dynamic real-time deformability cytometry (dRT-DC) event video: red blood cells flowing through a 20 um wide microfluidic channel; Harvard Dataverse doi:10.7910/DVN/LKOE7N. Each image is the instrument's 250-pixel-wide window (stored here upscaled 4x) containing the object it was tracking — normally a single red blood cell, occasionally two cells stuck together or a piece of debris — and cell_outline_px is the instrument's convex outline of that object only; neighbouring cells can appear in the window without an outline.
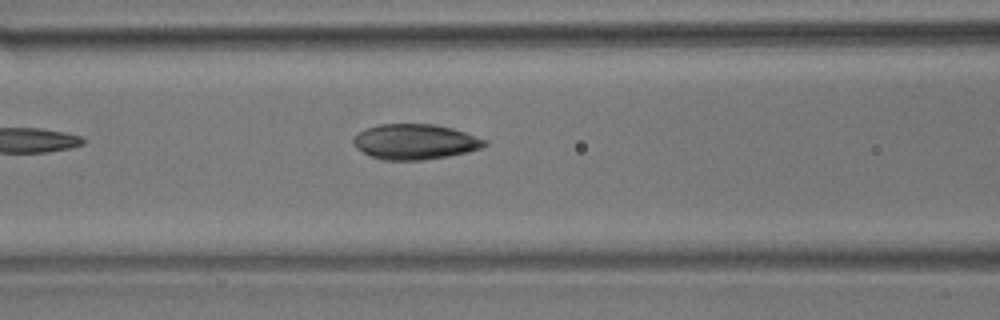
{"species": "common noctule bat (a hibernating species)", "species_latin": "Nyctalus noctula", "temperature_condition": "room temperature", "stored_images_in_passage": 6, "camera_frame_rate_fps": 3000, "um_per_image_px": 0.085, "animal": {"sex": "male", "body_mass_g": 17.9}, "frame": {"image": 1, "passage_image": 6, "time_ms": 6.667, "image_size_px": [1000, 320], "cell_outline_px": [[488, 144], [480, 148], [468, 152], [448, 156], [424, 160], [384, 160], [372, 156], [356, 148], [352, 140], [360, 132], [368, 128], [380, 124], [436, 124], [452, 128], [488, 140]], "centroid_in_image_um": [35.32, 12.05], "position_along_channel_um": 131.3, "area_um2": 26.88}}